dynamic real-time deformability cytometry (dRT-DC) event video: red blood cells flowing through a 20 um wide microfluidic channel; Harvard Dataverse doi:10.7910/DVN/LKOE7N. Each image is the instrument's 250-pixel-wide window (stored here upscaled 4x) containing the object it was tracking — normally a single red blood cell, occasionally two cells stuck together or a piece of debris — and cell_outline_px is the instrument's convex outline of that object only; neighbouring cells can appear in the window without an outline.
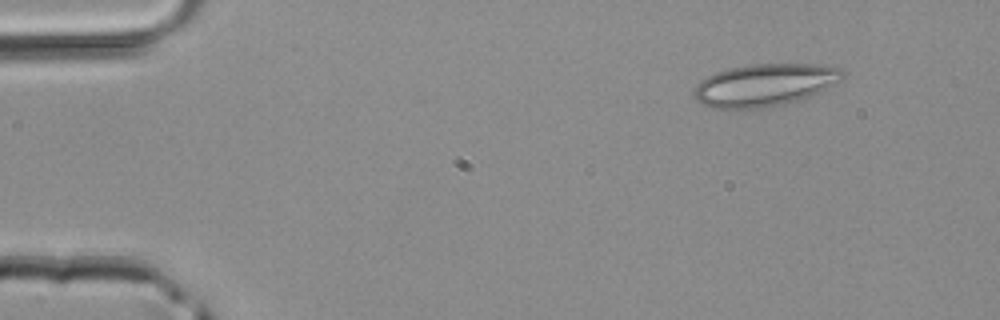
{"species": "common noctule bat (a hibernating species)", "species_latin": "Nyctalus noctula", "temperature_condition": "room temperature", "stored_images_in_passage": 4, "camera_frame_rate_fps": 3000, "um_per_image_px": 0.085, "animal": {"sex": "male", "body_mass_g": 20.4}, "frame": {"image": 1, "passage_image": 4, "time_ms": 1.0, "image_size_px": [1000, 320], "cell_outline_px": [[844, 76], [840, 80], [800, 100], [784, 104], [760, 108], [712, 108], [696, 100], [692, 96], [692, 92], [696, 84], [700, 80], [716, 72], [748, 64], [808, 64], [840, 68], [844, 72]], "centroid_in_image_um": [64.92, 7.22], "position_along_channel_um": 20.1, "area_um2": 36.3}}